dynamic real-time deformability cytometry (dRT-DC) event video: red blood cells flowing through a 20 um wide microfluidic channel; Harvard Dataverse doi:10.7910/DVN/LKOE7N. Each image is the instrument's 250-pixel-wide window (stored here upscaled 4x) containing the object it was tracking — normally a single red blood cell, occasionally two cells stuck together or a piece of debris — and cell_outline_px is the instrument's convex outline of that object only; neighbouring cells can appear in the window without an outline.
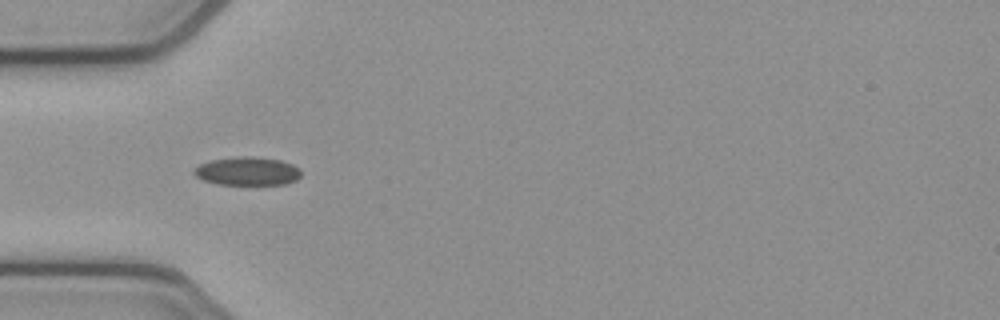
{"species": "common noctule bat (a hibernating species)", "species_latin": "Nyctalus noctula", "temperature_condition": "cold", "stored_images_in_passage": 39, "camera_frame_rate_fps": 3000, "um_per_image_px": 0.085, "animal": {"sex": "female", "body_mass_g": 21.9}, "frame": {"image": 1, "passage_image": 3, "time_ms": 0.667, "image_size_px": [1000, 320], "cell_outline_px": [[300, 176], [296, 180], [284, 184], [220, 184], [204, 180], [196, 176], [192, 172], [200, 164], [208, 160], [236, 156], [256, 156], [280, 160], [292, 164], [300, 168]], "centroid_in_image_um": [21.03, 14.53], "position_along_channel_um": 64.0, "area_um2": 17.74}}
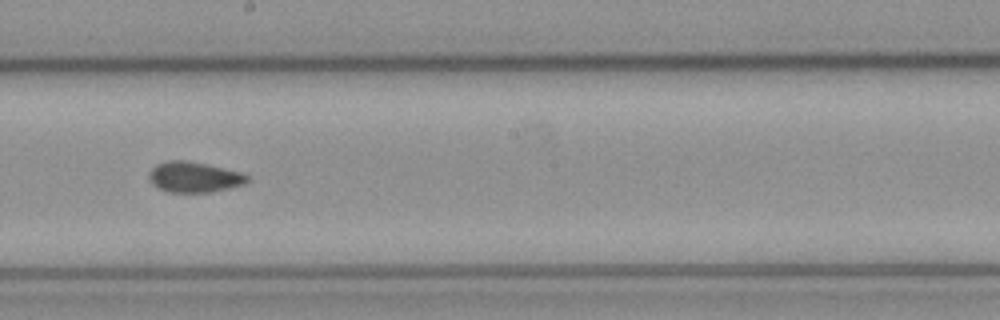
{"frame": {"image": 2, "passage_image": 16, "time_ms": 5.0, "image_size_px": [1000, 320], "cell_outline_px": [[248, 180], [244, 184], [212, 192], [168, 192], [152, 184], [148, 176], [152, 168], [156, 164], [168, 160], [188, 160], [208, 164], [240, 172], [248, 176]], "centroid_in_image_um": [16.48, 15.04], "position_along_channel_um": 231.7, "area_um2": 17.46}}
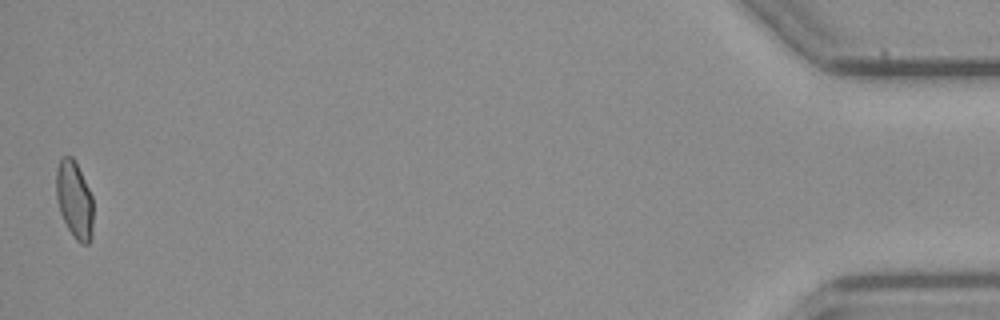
{"frame": {"image": 3, "passage_image": 39, "time_ms": 12.667, "image_size_px": [1000, 320], "cell_outline_px": [[92, 240], [88, 244], [80, 244], [76, 240], [68, 228], [60, 212], [56, 196], [56, 168], [60, 160], [64, 156], [72, 156], [92, 196]], "centroid_in_image_um": [6.32, 17.01], "position_along_channel_um": 428.9, "area_um2": 16.47}, "authors_computed_cell_mechanics": {"area_um2": 17.4556, "velocity_mm_per_s": 3.8675, "shape_relaxation_time_tau1_ms": null, "shape_relaxation_time_tau2_ms": 1.9993, "deformation_change_tau1": null, "deformation_change_tau2": 0.0569}}